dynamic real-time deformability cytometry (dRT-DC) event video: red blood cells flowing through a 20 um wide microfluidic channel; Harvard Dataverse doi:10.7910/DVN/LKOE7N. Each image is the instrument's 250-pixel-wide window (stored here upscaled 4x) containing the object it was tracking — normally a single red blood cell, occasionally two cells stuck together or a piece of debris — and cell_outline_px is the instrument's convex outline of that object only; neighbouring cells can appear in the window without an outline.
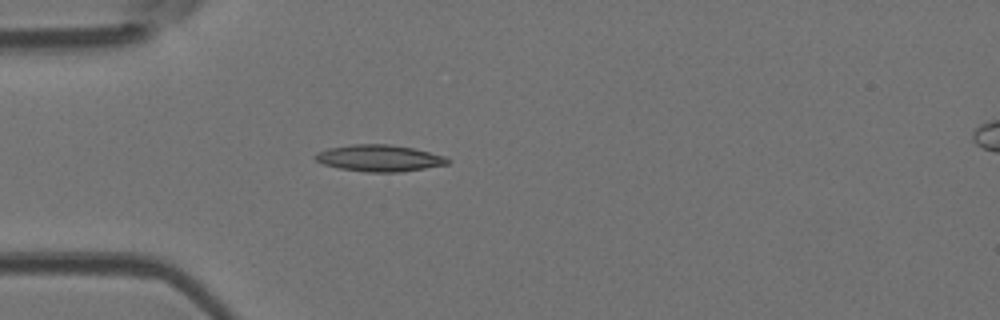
{"species": "Egyptian fruit bat (a non-hibernating species)", "species_latin": "Rousettus aegyptiacus", "temperature_condition": "room temperature", "stored_images_in_passage": 38, "camera_frame_rate_fps": 3000, "um_per_image_px": 0.085, "animal": {"sex": "female"}, "frame": {"image": 1, "passage_image": 1, "time_ms": 0.0, "image_size_px": [1000, 320], "cell_outline_px": [[452, 160], [448, 164], [400, 172], [364, 172], [340, 168], [324, 164], [316, 160], [312, 156], [316, 152], [328, 148], [352, 144], [388, 144], [412, 148], [448, 156]], "centroid_in_image_um": [32.25, 13.44], "position_along_channel_um": 52.7, "area_um2": 20.63}}
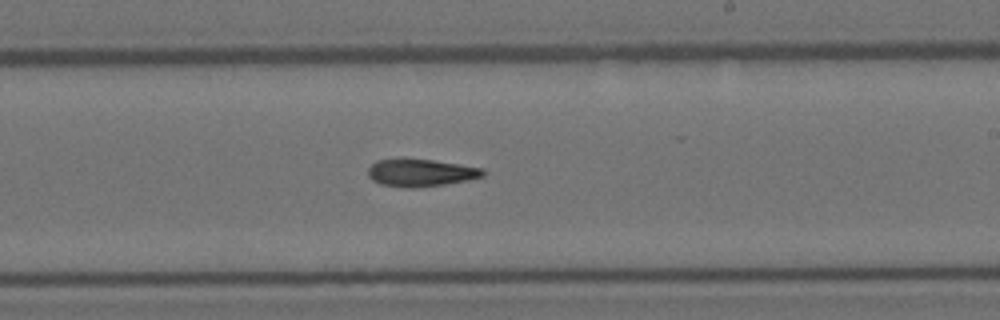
{"frame": {"image": 2, "passage_image": 17, "time_ms": 5.333, "image_size_px": [1000, 320], "cell_outline_px": [[484, 176], [444, 184], [416, 188], [408, 188], [380, 184], [372, 180], [368, 176], [368, 168], [376, 160], [432, 160], [460, 164], [484, 168]], "centroid_in_image_um": [35.75, 14.7], "position_along_channel_um": 253.2, "area_um2": 18.03}}
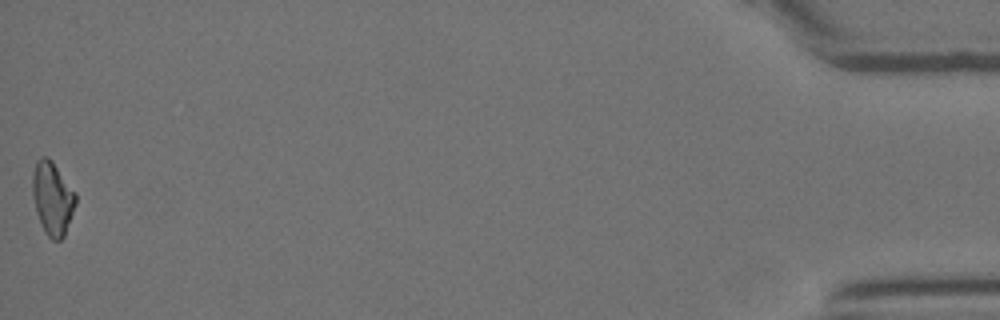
{"frame": {"image": 3, "passage_image": 38, "time_ms": 12.333, "image_size_px": [1000, 320], "cell_outline_px": [[76, 204], [64, 236], [60, 240], [52, 240], [44, 232], [40, 224], [36, 212], [32, 196], [32, 176], [36, 160], [40, 156], [48, 156], [52, 160], [76, 192]], "centroid_in_image_um": [4.45, 16.83], "position_along_channel_um": 430.8, "area_um2": 18.73}}